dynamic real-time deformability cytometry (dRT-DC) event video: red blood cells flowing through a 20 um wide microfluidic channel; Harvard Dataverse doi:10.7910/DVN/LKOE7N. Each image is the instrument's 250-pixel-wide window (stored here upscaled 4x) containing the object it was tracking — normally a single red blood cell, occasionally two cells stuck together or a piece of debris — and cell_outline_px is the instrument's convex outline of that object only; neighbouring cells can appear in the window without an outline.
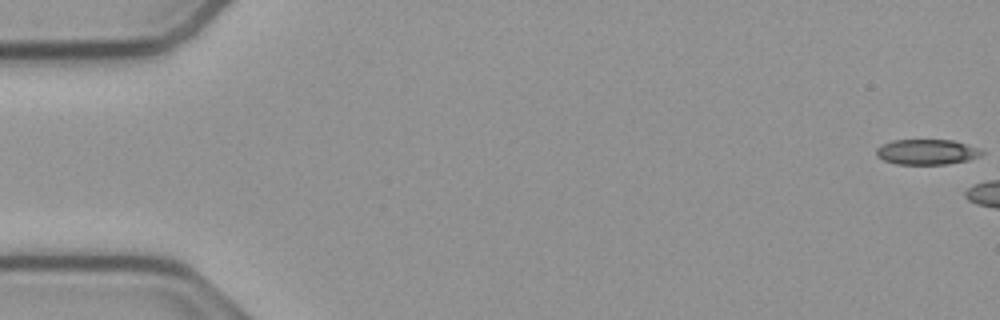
{"species": "common noctule bat (a hibernating species)", "species_latin": "Nyctalus noctula", "temperature_condition": "cold", "stored_images_in_passage": 8, "camera_frame_rate_fps": 3000, "um_per_image_px": 0.085, "animal": {"sex": "male", "body_mass_g": 23.1, "forearm_length_mm": 52.7}, "frame": {"image": 1, "passage_image": 1, "time_ms": 0.0, "image_size_px": [1000, 320], "cell_outline_px": [[984, 152], [980, 156], [968, 160], [944, 164], [896, 164], [884, 160], [876, 156], [876, 148], [880, 144], [892, 140], [956, 140], [980, 148]], "centroid_in_image_um": [78.77, 12.9], "position_along_channel_um": 6.2, "area_um2": 15.72}}